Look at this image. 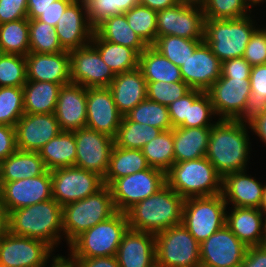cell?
<instances>
[{
    "label": "cell",
    "instance_id": "42",
    "mask_svg": "<svg viewBox=\"0 0 266 267\" xmlns=\"http://www.w3.org/2000/svg\"><path fill=\"white\" fill-rule=\"evenodd\" d=\"M124 14L132 30L147 46H153L157 40V11L137 4Z\"/></svg>",
    "mask_w": 266,
    "mask_h": 267
},
{
    "label": "cell",
    "instance_id": "55",
    "mask_svg": "<svg viewBox=\"0 0 266 267\" xmlns=\"http://www.w3.org/2000/svg\"><path fill=\"white\" fill-rule=\"evenodd\" d=\"M17 150L14 126L0 125V162Z\"/></svg>",
    "mask_w": 266,
    "mask_h": 267
},
{
    "label": "cell",
    "instance_id": "17",
    "mask_svg": "<svg viewBox=\"0 0 266 267\" xmlns=\"http://www.w3.org/2000/svg\"><path fill=\"white\" fill-rule=\"evenodd\" d=\"M52 199L51 171L34 178L0 182V201L10 213Z\"/></svg>",
    "mask_w": 266,
    "mask_h": 267
},
{
    "label": "cell",
    "instance_id": "64",
    "mask_svg": "<svg viewBox=\"0 0 266 267\" xmlns=\"http://www.w3.org/2000/svg\"><path fill=\"white\" fill-rule=\"evenodd\" d=\"M259 209L263 212L264 216H266V184L263 190L262 200Z\"/></svg>",
    "mask_w": 266,
    "mask_h": 267
},
{
    "label": "cell",
    "instance_id": "50",
    "mask_svg": "<svg viewBox=\"0 0 266 267\" xmlns=\"http://www.w3.org/2000/svg\"><path fill=\"white\" fill-rule=\"evenodd\" d=\"M213 105L207 92H202L189 104L188 119L180 127H212L216 122ZM214 119V121H213Z\"/></svg>",
    "mask_w": 266,
    "mask_h": 267
},
{
    "label": "cell",
    "instance_id": "28",
    "mask_svg": "<svg viewBox=\"0 0 266 267\" xmlns=\"http://www.w3.org/2000/svg\"><path fill=\"white\" fill-rule=\"evenodd\" d=\"M108 88L122 116L147 99V82L139 68L117 74Z\"/></svg>",
    "mask_w": 266,
    "mask_h": 267
},
{
    "label": "cell",
    "instance_id": "63",
    "mask_svg": "<svg viewBox=\"0 0 266 267\" xmlns=\"http://www.w3.org/2000/svg\"><path fill=\"white\" fill-rule=\"evenodd\" d=\"M9 232V212L0 201V238Z\"/></svg>",
    "mask_w": 266,
    "mask_h": 267
},
{
    "label": "cell",
    "instance_id": "9",
    "mask_svg": "<svg viewBox=\"0 0 266 267\" xmlns=\"http://www.w3.org/2000/svg\"><path fill=\"white\" fill-rule=\"evenodd\" d=\"M227 207L222 193L187 198L183 207L182 224L201 244L226 225Z\"/></svg>",
    "mask_w": 266,
    "mask_h": 267
},
{
    "label": "cell",
    "instance_id": "20",
    "mask_svg": "<svg viewBox=\"0 0 266 267\" xmlns=\"http://www.w3.org/2000/svg\"><path fill=\"white\" fill-rule=\"evenodd\" d=\"M17 149L38 152L62 130L54 113H25L15 125Z\"/></svg>",
    "mask_w": 266,
    "mask_h": 267
},
{
    "label": "cell",
    "instance_id": "22",
    "mask_svg": "<svg viewBox=\"0 0 266 267\" xmlns=\"http://www.w3.org/2000/svg\"><path fill=\"white\" fill-rule=\"evenodd\" d=\"M222 62L203 41L180 67L183 81L191 88L206 92L221 76Z\"/></svg>",
    "mask_w": 266,
    "mask_h": 267
},
{
    "label": "cell",
    "instance_id": "18",
    "mask_svg": "<svg viewBox=\"0 0 266 267\" xmlns=\"http://www.w3.org/2000/svg\"><path fill=\"white\" fill-rule=\"evenodd\" d=\"M206 92L217 119L235 120L251 95L250 78H219Z\"/></svg>",
    "mask_w": 266,
    "mask_h": 267
},
{
    "label": "cell",
    "instance_id": "57",
    "mask_svg": "<svg viewBox=\"0 0 266 267\" xmlns=\"http://www.w3.org/2000/svg\"><path fill=\"white\" fill-rule=\"evenodd\" d=\"M241 267H266V246L248 247Z\"/></svg>",
    "mask_w": 266,
    "mask_h": 267
},
{
    "label": "cell",
    "instance_id": "43",
    "mask_svg": "<svg viewBox=\"0 0 266 267\" xmlns=\"http://www.w3.org/2000/svg\"><path fill=\"white\" fill-rule=\"evenodd\" d=\"M62 51L55 27L38 19L29 20V52L55 54Z\"/></svg>",
    "mask_w": 266,
    "mask_h": 267
},
{
    "label": "cell",
    "instance_id": "6",
    "mask_svg": "<svg viewBox=\"0 0 266 267\" xmlns=\"http://www.w3.org/2000/svg\"><path fill=\"white\" fill-rule=\"evenodd\" d=\"M126 213L116 212L109 219L81 233L69 245L71 257L116 256L124 233L128 230Z\"/></svg>",
    "mask_w": 266,
    "mask_h": 267
},
{
    "label": "cell",
    "instance_id": "8",
    "mask_svg": "<svg viewBox=\"0 0 266 267\" xmlns=\"http://www.w3.org/2000/svg\"><path fill=\"white\" fill-rule=\"evenodd\" d=\"M156 267H200V243L181 223L155 234Z\"/></svg>",
    "mask_w": 266,
    "mask_h": 267
},
{
    "label": "cell",
    "instance_id": "7",
    "mask_svg": "<svg viewBox=\"0 0 266 267\" xmlns=\"http://www.w3.org/2000/svg\"><path fill=\"white\" fill-rule=\"evenodd\" d=\"M111 190L104 186L96 194L63 207V232L69 245L81 233L116 213Z\"/></svg>",
    "mask_w": 266,
    "mask_h": 267
},
{
    "label": "cell",
    "instance_id": "12",
    "mask_svg": "<svg viewBox=\"0 0 266 267\" xmlns=\"http://www.w3.org/2000/svg\"><path fill=\"white\" fill-rule=\"evenodd\" d=\"M51 177L52 198L62 207L96 194L105 186L101 176L76 166L52 170Z\"/></svg>",
    "mask_w": 266,
    "mask_h": 267
},
{
    "label": "cell",
    "instance_id": "15",
    "mask_svg": "<svg viewBox=\"0 0 266 267\" xmlns=\"http://www.w3.org/2000/svg\"><path fill=\"white\" fill-rule=\"evenodd\" d=\"M71 83L85 88L108 87L115 74L89 43L69 52Z\"/></svg>",
    "mask_w": 266,
    "mask_h": 267
},
{
    "label": "cell",
    "instance_id": "34",
    "mask_svg": "<svg viewBox=\"0 0 266 267\" xmlns=\"http://www.w3.org/2000/svg\"><path fill=\"white\" fill-rule=\"evenodd\" d=\"M139 69L146 82L164 81L172 83L183 81L180 67L168 60L153 46H148L141 52Z\"/></svg>",
    "mask_w": 266,
    "mask_h": 267
},
{
    "label": "cell",
    "instance_id": "61",
    "mask_svg": "<svg viewBox=\"0 0 266 267\" xmlns=\"http://www.w3.org/2000/svg\"><path fill=\"white\" fill-rule=\"evenodd\" d=\"M182 0H139V4L159 11L176 6Z\"/></svg>",
    "mask_w": 266,
    "mask_h": 267
},
{
    "label": "cell",
    "instance_id": "10",
    "mask_svg": "<svg viewBox=\"0 0 266 267\" xmlns=\"http://www.w3.org/2000/svg\"><path fill=\"white\" fill-rule=\"evenodd\" d=\"M166 184V173L149 167L140 172L120 177L108 187L116 211L126 213L138 202L150 197Z\"/></svg>",
    "mask_w": 266,
    "mask_h": 267
},
{
    "label": "cell",
    "instance_id": "16",
    "mask_svg": "<svg viewBox=\"0 0 266 267\" xmlns=\"http://www.w3.org/2000/svg\"><path fill=\"white\" fill-rule=\"evenodd\" d=\"M247 248L225 225L200 244V267H241Z\"/></svg>",
    "mask_w": 266,
    "mask_h": 267
},
{
    "label": "cell",
    "instance_id": "67",
    "mask_svg": "<svg viewBox=\"0 0 266 267\" xmlns=\"http://www.w3.org/2000/svg\"><path fill=\"white\" fill-rule=\"evenodd\" d=\"M182 1H190V2L200 3L202 0H182Z\"/></svg>",
    "mask_w": 266,
    "mask_h": 267
},
{
    "label": "cell",
    "instance_id": "30",
    "mask_svg": "<svg viewBox=\"0 0 266 267\" xmlns=\"http://www.w3.org/2000/svg\"><path fill=\"white\" fill-rule=\"evenodd\" d=\"M48 171L39 152L17 149L0 162V182L34 178Z\"/></svg>",
    "mask_w": 266,
    "mask_h": 267
},
{
    "label": "cell",
    "instance_id": "32",
    "mask_svg": "<svg viewBox=\"0 0 266 267\" xmlns=\"http://www.w3.org/2000/svg\"><path fill=\"white\" fill-rule=\"evenodd\" d=\"M38 152L49 171L75 166V131H61L57 136L49 140Z\"/></svg>",
    "mask_w": 266,
    "mask_h": 267
},
{
    "label": "cell",
    "instance_id": "54",
    "mask_svg": "<svg viewBox=\"0 0 266 267\" xmlns=\"http://www.w3.org/2000/svg\"><path fill=\"white\" fill-rule=\"evenodd\" d=\"M252 66L243 57L222 62L220 78H250Z\"/></svg>",
    "mask_w": 266,
    "mask_h": 267
},
{
    "label": "cell",
    "instance_id": "60",
    "mask_svg": "<svg viewBox=\"0 0 266 267\" xmlns=\"http://www.w3.org/2000/svg\"><path fill=\"white\" fill-rule=\"evenodd\" d=\"M248 124L253 135L258 136L259 140L266 144V112L254 117Z\"/></svg>",
    "mask_w": 266,
    "mask_h": 267
},
{
    "label": "cell",
    "instance_id": "41",
    "mask_svg": "<svg viewBox=\"0 0 266 267\" xmlns=\"http://www.w3.org/2000/svg\"><path fill=\"white\" fill-rule=\"evenodd\" d=\"M204 39H187L174 35L157 36L153 47L175 65L181 67Z\"/></svg>",
    "mask_w": 266,
    "mask_h": 267
},
{
    "label": "cell",
    "instance_id": "46",
    "mask_svg": "<svg viewBox=\"0 0 266 267\" xmlns=\"http://www.w3.org/2000/svg\"><path fill=\"white\" fill-rule=\"evenodd\" d=\"M200 4L208 19H237L253 12L246 0H202Z\"/></svg>",
    "mask_w": 266,
    "mask_h": 267
},
{
    "label": "cell",
    "instance_id": "5",
    "mask_svg": "<svg viewBox=\"0 0 266 267\" xmlns=\"http://www.w3.org/2000/svg\"><path fill=\"white\" fill-rule=\"evenodd\" d=\"M252 18L251 14L237 19L205 18L204 41L221 62L244 56L251 35L260 26Z\"/></svg>",
    "mask_w": 266,
    "mask_h": 267
},
{
    "label": "cell",
    "instance_id": "2",
    "mask_svg": "<svg viewBox=\"0 0 266 267\" xmlns=\"http://www.w3.org/2000/svg\"><path fill=\"white\" fill-rule=\"evenodd\" d=\"M62 216L63 207L52 198L11 211L9 232L42 240L55 250L64 238Z\"/></svg>",
    "mask_w": 266,
    "mask_h": 267
},
{
    "label": "cell",
    "instance_id": "33",
    "mask_svg": "<svg viewBox=\"0 0 266 267\" xmlns=\"http://www.w3.org/2000/svg\"><path fill=\"white\" fill-rule=\"evenodd\" d=\"M91 44L115 75L139 68L140 54L136 50L101 39L95 32Z\"/></svg>",
    "mask_w": 266,
    "mask_h": 267
},
{
    "label": "cell",
    "instance_id": "45",
    "mask_svg": "<svg viewBox=\"0 0 266 267\" xmlns=\"http://www.w3.org/2000/svg\"><path fill=\"white\" fill-rule=\"evenodd\" d=\"M87 18L95 28L110 16L119 15L139 4V0H84Z\"/></svg>",
    "mask_w": 266,
    "mask_h": 267
},
{
    "label": "cell",
    "instance_id": "13",
    "mask_svg": "<svg viewBox=\"0 0 266 267\" xmlns=\"http://www.w3.org/2000/svg\"><path fill=\"white\" fill-rule=\"evenodd\" d=\"M55 250L46 242L8 232L0 238V267H40Z\"/></svg>",
    "mask_w": 266,
    "mask_h": 267
},
{
    "label": "cell",
    "instance_id": "53",
    "mask_svg": "<svg viewBox=\"0 0 266 267\" xmlns=\"http://www.w3.org/2000/svg\"><path fill=\"white\" fill-rule=\"evenodd\" d=\"M27 18V0H0V25Z\"/></svg>",
    "mask_w": 266,
    "mask_h": 267
},
{
    "label": "cell",
    "instance_id": "62",
    "mask_svg": "<svg viewBox=\"0 0 266 267\" xmlns=\"http://www.w3.org/2000/svg\"><path fill=\"white\" fill-rule=\"evenodd\" d=\"M50 261L52 262L47 267H78L77 261L72 258L70 255L68 257L63 256L62 254L54 255Z\"/></svg>",
    "mask_w": 266,
    "mask_h": 267
},
{
    "label": "cell",
    "instance_id": "24",
    "mask_svg": "<svg viewBox=\"0 0 266 267\" xmlns=\"http://www.w3.org/2000/svg\"><path fill=\"white\" fill-rule=\"evenodd\" d=\"M87 88L67 84L60 88L54 111L62 131H75L86 127Z\"/></svg>",
    "mask_w": 266,
    "mask_h": 267
},
{
    "label": "cell",
    "instance_id": "51",
    "mask_svg": "<svg viewBox=\"0 0 266 267\" xmlns=\"http://www.w3.org/2000/svg\"><path fill=\"white\" fill-rule=\"evenodd\" d=\"M243 58L252 67L266 64V32L260 26L251 35Z\"/></svg>",
    "mask_w": 266,
    "mask_h": 267
},
{
    "label": "cell",
    "instance_id": "49",
    "mask_svg": "<svg viewBox=\"0 0 266 267\" xmlns=\"http://www.w3.org/2000/svg\"><path fill=\"white\" fill-rule=\"evenodd\" d=\"M191 88L184 82H147V99L168 106L182 98Z\"/></svg>",
    "mask_w": 266,
    "mask_h": 267
},
{
    "label": "cell",
    "instance_id": "65",
    "mask_svg": "<svg viewBox=\"0 0 266 267\" xmlns=\"http://www.w3.org/2000/svg\"><path fill=\"white\" fill-rule=\"evenodd\" d=\"M246 2L249 4V6L252 8H255V6L260 5L262 3V5L264 4V2H266V0H246Z\"/></svg>",
    "mask_w": 266,
    "mask_h": 267
},
{
    "label": "cell",
    "instance_id": "36",
    "mask_svg": "<svg viewBox=\"0 0 266 267\" xmlns=\"http://www.w3.org/2000/svg\"><path fill=\"white\" fill-rule=\"evenodd\" d=\"M150 166L140 149H127L113 146L107 173L103 179L109 186L114 180L148 169Z\"/></svg>",
    "mask_w": 266,
    "mask_h": 267
},
{
    "label": "cell",
    "instance_id": "59",
    "mask_svg": "<svg viewBox=\"0 0 266 267\" xmlns=\"http://www.w3.org/2000/svg\"><path fill=\"white\" fill-rule=\"evenodd\" d=\"M54 1L57 0H27V18L37 19Z\"/></svg>",
    "mask_w": 266,
    "mask_h": 267
},
{
    "label": "cell",
    "instance_id": "37",
    "mask_svg": "<svg viewBox=\"0 0 266 267\" xmlns=\"http://www.w3.org/2000/svg\"><path fill=\"white\" fill-rule=\"evenodd\" d=\"M250 87L251 95L246 101L243 112L235 119L245 123L266 112V64L251 68Z\"/></svg>",
    "mask_w": 266,
    "mask_h": 267
},
{
    "label": "cell",
    "instance_id": "4",
    "mask_svg": "<svg viewBox=\"0 0 266 267\" xmlns=\"http://www.w3.org/2000/svg\"><path fill=\"white\" fill-rule=\"evenodd\" d=\"M222 181L206 156L174 163L166 172V184L184 199L220 194Z\"/></svg>",
    "mask_w": 266,
    "mask_h": 267
},
{
    "label": "cell",
    "instance_id": "68",
    "mask_svg": "<svg viewBox=\"0 0 266 267\" xmlns=\"http://www.w3.org/2000/svg\"><path fill=\"white\" fill-rule=\"evenodd\" d=\"M50 262V260L46 263V264H44V265H42V266H40V267H47V264Z\"/></svg>",
    "mask_w": 266,
    "mask_h": 267
},
{
    "label": "cell",
    "instance_id": "3",
    "mask_svg": "<svg viewBox=\"0 0 266 267\" xmlns=\"http://www.w3.org/2000/svg\"><path fill=\"white\" fill-rule=\"evenodd\" d=\"M185 199L165 184L127 212L129 228L157 234L182 223Z\"/></svg>",
    "mask_w": 266,
    "mask_h": 267
},
{
    "label": "cell",
    "instance_id": "35",
    "mask_svg": "<svg viewBox=\"0 0 266 267\" xmlns=\"http://www.w3.org/2000/svg\"><path fill=\"white\" fill-rule=\"evenodd\" d=\"M94 32L101 39L132 48L139 54L148 47L129 26L124 13L103 20L94 28Z\"/></svg>",
    "mask_w": 266,
    "mask_h": 267
},
{
    "label": "cell",
    "instance_id": "39",
    "mask_svg": "<svg viewBox=\"0 0 266 267\" xmlns=\"http://www.w3.org/2000/svg\"><path fill=\"white\" fill-rule=\"evenodd\" d=\"M163 130L140 124L122 117L114 143L118 147L127 149H142L145 144L156 138Z\"/></svg>",
    "mask_w": 266,
    "mask_h": 267
},
{
    "label": "cell",
    "instance_id": "48",
    "mask_svg": "<svg viewBox=\"0 0 266 267\" xmlns=\"http://www.w3.org/2000/svg\"><path fill=\"white\" fill-rule=\"evenodd\" d=\"M26 81L25 56L0 53V87H23Z\"/></svg>",
    "mask_w": 266,
    "mask_h": 267
},
{
    "label": "cell",
    "instance_id": "40",
    "mask_svg": "<svg viewBox=\"0 0 266 267\" xmlns=\"http://www.w3.org/2000/svg\"><path fill=\"white\" fill-rule=\"evenodd\" d=\"M141 150L150 167L166 173L175 163L173 129L162 131Z\"/></svg>",
    "mask_w": 266,
    "mask_h": 267
},
{
    "label": "cell",
    "instance_id": "23",
    "mask_svg": "<svg viewBox=\"0 0 266 267\" xmlns=\"http://www.w3.org/2000/svg\"><path fill=\"white\" fill-rule=\"evenodd\" d=\"M27 80L70 84V56L68 51L55 54L29 52L26 56Z\"/></svg>",
    "mask_w": 266,
    "mask_h": 267
},
{
    "label": "cell",
    "instance_id": "69",
    "mask_svg": "<svg viewBox=\"0 0 266 267\" xmlns=\"http://www.w3.org/2000/svg\"><path fill=\"white\" fill-rule=\"evenodd\" d=\"M262 29L266 32V24H265V27H262Z\"/></svg>",
    "mask_w": 266,
    "mask_h": 267
},
{
    "label": "cell",
    "instance_id": "56",
    "mask_svg": "<svg viewBox=\"0 0 266 267\" xmlns=\"http://www.w3.org/2000/svg\"><path fill=\"white\" fill-rule=\"evenodd\" d=\"M74 0H57L51 3L43 13L37 18L38 20L48 23L49 25L55 27L58 23V20L62 17V14L66 8Z\"/></svg>",
    "mask_w": 266,
    "mask_h": 267
},
{
    "label": "cell",
    "instance_id": "29",
    "mask_svg": "<svg viewBox=\"0 0 266 267\" xmlns=\"http://www.w3.org/2000/svg\"><path fill=\"white\" fill-rule=\"evenodd\" d=\"M211 127L173 128L175 163L206 156Z\"/></svg>",
    "mask_w": 266,
    "mask_h": 267
},
{
    "label": "cell",
    "instance_id": "66",
    "mask_svg": "<svg viewBox=\"0 0 266 267\" xmlns=\"http://www.w3.org/2000/svg\"><path fill=\"white\" fill-rule=\"evenodd\" d=\"M262 245L266 246V216H265V221H264V237H263Z\"/></svg>",
    "mask_w": 266,
    "mask_h": 267
},
{
    "label": "cell",
    "instance_id": "1",
    "mask_svg": "<svg viewBox=\"0 0 266 267\" xmlns=\"http://www.w3.org/2000/svg\"><path fill=\"white\" fill-rule=\"evenodd\" d=\"M248 130V123L229 119H218L211 127L206 157L222 177L247 169L252 150Z\"/></svg>",
    "mask_w": 266,
    "mask_h": 267
},
{
    "label": "cell",
    "instance_id": "52",
    "mask_svg": "<svg viewBox=\"0 0 266 267\" xmlns=\"http://www.w3.org/2000/svg\"><path fill=\"white\" fill-rule=\"evenodd\" d=\"M202 92L203 91L198 89H191L182 98L168 105L169 118L173 128L180 127L185 119H188L189 104H193V101Z\"/></svg>",
    "mask_w": 266,
    "mask_h": 267
},
{
    "label": "cell",
    "instance_id": "21",
    "mask_svg": "<svg viewBox=\"0 0 266 267\" xmlns=\"http://www.w3.org/2000/svg\"><path fill=\"white\" fill-rule=\"evenodd\" d=\"M62 49L72 51L91 43L94 28L87 18L84 0H74L55 26Z\"/></svg>",
    "mask_w": 266,
    "mask_h": 267
},
{
    "label": "cell",
    "instance_id": "44",
    "mask_svg": "<svg viewBox=\"0 0 266 267\" xmlns=\"http://www.w3.org/2000/svg\"><path fill=\"white\" fill-rule=\"evenodd\" d=\"M125 117L130 121L147 124L163 131L173 129L168 106L148 99L140 102Z\"/></svg>",
    "mask_w": 266,
    "mask_h": 267
},
{
    "label": "cell",
    "instance_id": "38",
    "mask_svg": "<svg viewBox=\"0 0 266 267\" xmlns=\"http://www.w3.org/2000/svg\"><path fill=\"white\" fill-rule=\"evenodd\" d=\"M0 53L26 56L29 53V19L0 25Z\"/></svg>",
    "mask_w": 266,
    "mask_h": 267
},
{
    "label": "cell",
    "instance_id": "58",
    "mask_svg": "<svg viewBox=\"0 0 266 267\" xmlns=\"http://www.w3.org/2000/svg\"><path fill=\"white\" fill-rule=\"evenodd\" d=\"M77 261L78 267H120L116 256L107 257H72Z\"/></svg>",
    "mask_w": 266,
    "mask_h": 267
},
{
    "label": "cell",
    "instance_id": "14",
    "mask_svg": "<svg viewBox=\"0 0 266 267\" xmlns=\"http://www.w3.org/2000/svg\"><path fill=\"white\" fill-rule=\"evenodd\" d=\"M75 166L96 173L103 179L107 173L114 138L88 127L75 130Z\"/></svg>",
    "mask_w": 266,
    "mask_h": 267
},
{
    "label": "cell",
    "instance_id": "25",
    "mask_svg": "<svg viewBox=\"0 0 266 267\" xmlns=\"http://www.w3.org/2000/svg\"><path fill=\"white\" fill-rule=\"evenodd\" d=\"M116 258L120 267H156L155 234L128 228Z\"/></svg>",
    "mask_w": 266,
    "mask_h": 267
},
{
    "label": "cell",
    "instance_id": "26",
    "mask_svg": "<svg viewBox=\"0 0 266 267\" xmlns=\"http://www.w3.org/2000/svg\"><path fill=\"white\" fill-rule=\"evenodd\" d=\"M265 183L247 174V170L226 174L222 181L225 203L232 207L259 209Z\"/></svg>",
    "mask_w": 266,
    "mask_h": 267
},
{
    "label": "cell",
    "instance_id": "19",
    "mask_svg": "<svg viewBox=\"0 0 266 267\" xmlns=\"http://www.w3.org/2000/svg\"><path fill=\"white\" fill-rule=\"evenodd\" d=\"M86 127L116 137L122 115L108 87L87 88Z\"/></svg>",
    "mask_w": 266,
    "mask_h": 267
},
{
    "label": "cell",
    "instance_id": "11",
    "mask_svg": "<svg viewBox=\"0 0 266 267\" xmlns=\"http://www.w3.org/2000/svg\"><path fill=\"white\" fill-rule=\"evenodd\" d=\"M156 20L157 36L204 39L205 16L200 3L181 1L174 7L157 11Z\"/></svg>",
    "mask_w": 266,
    "mask_h": 267
},
{
    "label": "cell",
    "instance_id": "27",
    "mask_svg": "<svg viewBox=\"0 0 266 267\" xmlns=\"http://www.w3.org/2000/svg\"><path fill=\"white\" fill-rule=\"evenodd\" d=\"M229 208L226 211V226L232 233L247 247L262 245L265 221L263 212L248 207Z\"/></svg>",
    "mask_w": 266,
    "mask_h": 267
},
{
    "label": "cell",
    "instance_id": "31",
    "mask_svg": "<svg viewBox=\"0 0 266 267\" xmlns=\"http://www.w3.org/2000/svg\"><path fill=\"white\" fill-rule=\"evenodd\" d=\"M61 84L27 80L23 86L24 113H54Z\"/></svg>",
    "mask_w": 266,
    "mask_h": 267
},
{
    "label": "cell",
    "instance_id": "47",
    "mask_svg": "<svg viewBox=\"0 0 266 267\" xmlns=\"http://www.w3.org/2000/svg\"><path fill=\"white\" fill-rule=\"evenodd\" d=\"M24 114L23 87H0V125L15 127Z\"/></svg>",
    "mask_w": 266,
    "mask_h": 267
}]
</instances>
